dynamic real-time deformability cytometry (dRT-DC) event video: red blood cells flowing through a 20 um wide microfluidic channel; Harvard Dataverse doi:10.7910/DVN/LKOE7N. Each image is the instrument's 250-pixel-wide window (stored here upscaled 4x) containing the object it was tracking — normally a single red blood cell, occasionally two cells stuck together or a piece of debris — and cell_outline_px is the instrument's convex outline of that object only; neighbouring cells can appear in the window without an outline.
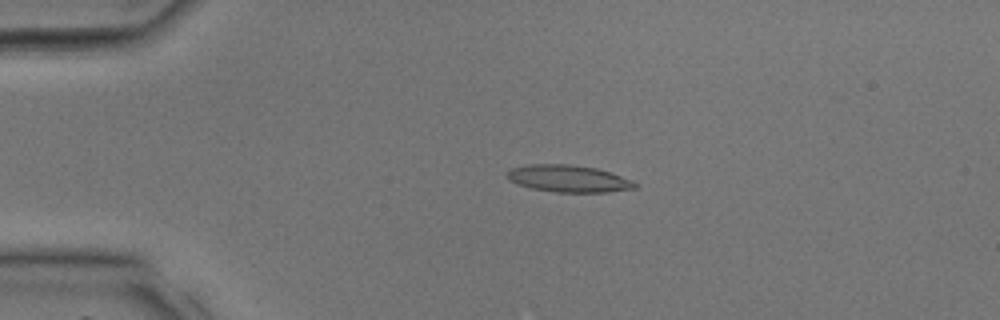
{"species": "common noctule bat (a hibernating species)", "species_latin": "Nyctalus noctula", "temperature_condition": "room temperature", "stored_images_in_passage": 31, "camera_frame_rate_fps": 3000, "um_per_image_px": 0.085, "animal": {"sex": "male", "body_mass_g": 17.9, "forearm_length_mm": 54.2}, "frame": {"image": 1, "passage_image": 7, "time_ms": 2.0, "image_size_px": [1000, 320], "cell_outline_px": [[640, 184], [636, 188], [604, 192], [556, 192], [532, 188], [516, 184], [508, 180], [504, 176], [512, 168], [528, 164], [568, 164], [596, 168], [632, 180]], "centroid_in_image_um": [48.29, 15.18], "position_along_channel_um": 36.7, "area_um2": 20.11}}
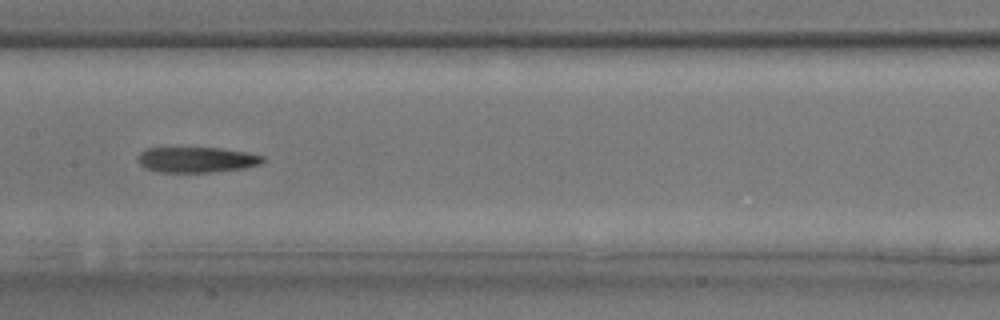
{"frame": {"image": 2, "passage_image": 17, "time_ms": 5.333, "image_size_px": [1000, 320], "cell_outline_px": [[268, 160], [260, 164], [244, 168], [212, 172], [156, 172], [144, 168], [136, 160], [136, 156], [144, 148], [220, 148], [248, 152], [264, 156]], "centroid_in_image_um": [16.7, 13.57], "position_along_channel_um": 190.7, "area_um2": 18.9}}
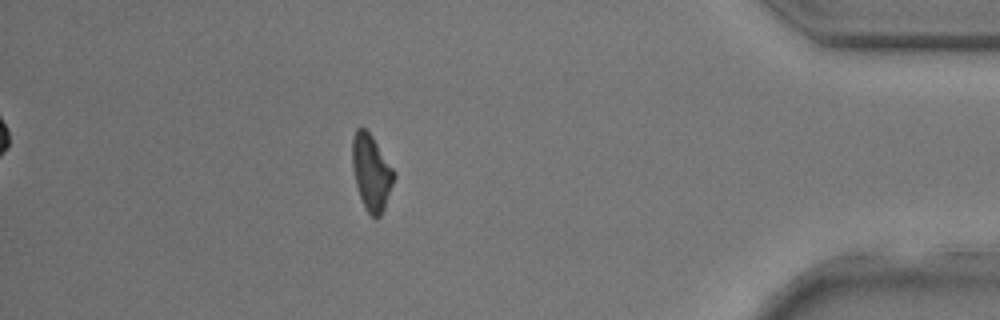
{"frame": {"image": 3, "passage_image": 30, "time_ms": 9.667, "image_size_px": [1000, 320], "cell_outline_px": [[396, 176], [384, 208], [380, 216], [376, 220], [368, 212], [360, 196], [356, 184], [352, 168], [352, 136], [356, 128], [364, 128], [372, 136], [396, 172]], "centroid_in_image_um": [31.57, 14.64], "position_along_channel_um": 403.6, "area_um2": 18.38}}